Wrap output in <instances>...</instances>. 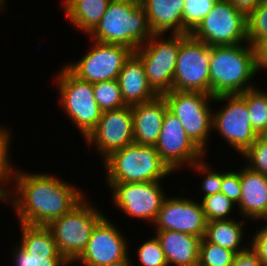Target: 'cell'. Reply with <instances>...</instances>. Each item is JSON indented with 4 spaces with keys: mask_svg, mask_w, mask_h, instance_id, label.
Here are the masks:
<instances>
[{
    "mask_svg": "<svg viewBox=\"0 0 267 266\" xmlns=\"http://www.w3.org/2000/svg\"><path fill=\"white\" fill-rule=\"evenodd\" d=\"M169 34H153L133 52L142 61L148 84L158 96L173 90L181 34Z\"/></svg>",
    "mask_w": 267,
    "mask_h": 266,
    "instance_id": "cell-7",
    "label": "cell"
},
{
    "mask_svg": "<svg viewBox=\"0 0 267 266\" xmlns=\"http://www.w3.org/2000/svg\"><path fill=\"white\" fill-rule=\"evenodd\" d=\"M200 203L207 222L230 220V214L237 206L221 192L202 198Z\"/></svg>",
    "mask_w": 267,
    "mask_h": 266,
    "instance_id": "cell-30",
    "label": "cell"
},
{
    "mask_svg": "<svg viewBox=\"0 0 267 266\" xmlns=\"http://www.w3.org/2000/svg\"><path fill=\"white\" fill-rule=\"evenodd\" d=\"M4 189L0 186V203L5 202Z\"/></svg>",
    "mask_w": 267,
    "mask_h": 266,
    "instance_id": "cell-43",
    "label": "cell"
},
{
    "mask_svg": "<svg viewBox=\"0 0 267 266\" xmlns=\"http://www.w3.org/2000/svg\"><path fill=\"white\" fill-rule=\"evenodd\" d=\"M209 166V163L203 158L189 167L190 169H193L194 172L204 175V179L202 180V183H200L201 185L198 186L201 188V191L204 192L202 198L220 193L222 187V172L219 170L218 172L212 170Z\"/></svg>",
    "mask_w": 267,
    "mask_h": 266,
    "instance_id": "cell-35",
    "label": "cell"
},
{
    "mask_svg": "<svg viewBox=\"0 0 267 266\" xmlns=\"http://www.w3.org/2000/svg\"><path fill=\"white\" fill-rule=\"evenodd\" d=\"M218 0H185L182 34H190L210 12Z\"/></svg>",
    "mask_w": 267,
    "mask_h": 266,
    "instance_id": "cell-29",
    "label": "cell"
},
{
    "mask_svg": "<svg viewBox=\"0 0 267 266\" xmlns=\"http://www.w3.org/2000/svg\"><path fill=\"white\" fill-rule=\"evenodd\" d=\"M240 95L246 100L252 129L260 136L267 129V90L255 87Z\"/></svg>",
    "mask_w": 267,
    "mask_h": 266,
    "instance_id": "cell-26",
    "label": "cell"
},
{
    "mask_svg": "<svg viewBox=\"0 0 267 266\" xmlns=\"http://www.w3.org/2000/svg\"><path fill=\"white\" fill-rule=\"evenodd\" d=\"M247 221H237L233 218L230 220H213L207 222L205 238L214 244L229 249L236 254L246 251L250 243L242 244L245 239V223ZM244 225V226H243Z\"/></svg>",
    "mask_w": 267,
    "mask_h": 266,
    "instance_id": "cell-24",
    "label": "cell"
},
{
    "mask_svg": "<svg viewBox=\"0 0 267 266\" xmlns=\"http://www.w3.org/2000/svg\"><path fill=\"white\" fill-rule=\"evenodd\" d=\"M92 42L81 59L64 66L77 78L92 84L118 79L124 62L133 51L123 45Z\"/></svg>",
    "mask_w": 267,
    "mask_h": 266,
    "instance_id": "cell-12",
    "label": "cell"
},
{
    "mask_svg": "<svg viewBox=\"0 0 267 266\" xmlns=\"http://www.w3.org/2000/svg\"><path fill=\"white\" fill-rule=\"evenodd\" d=\"M153 35L140 0H110L90 40L123 45L135 52Z\"/></svg>",
    "mask_w": 267,
    "mask_h": 266,
    "instance_id": "cell-3",
    "label": "cell"
},
{
    "mask_svg": "<svg viewBox=\"0 0 267 266\" xmlns=\"http://www.w3.org/2000/svg\"><path fill=\"white\" fill-rule=\"evenodd\" d=\"M253 47L257 71L267 70V37L261 38Z\"/></svg>",
    "mask_w": 267,
    "mask_h": 266,
    "instance_id": "cell-40",
    "label": "cell"
},
{
    "mask_svg": "<svg viewBox=\"0 0 267 266\" xmlns=\"http://www.w3.org/2000/svg\"><path fill=\"white\" fill-rule=\"evenodd\" d=\"M138 247L136 256L139 259V266H168L165 253L156 236L148 237Z\"/></svg>",
    "mask_w": 267,
    "mask_h": 266,
    "instance_id": "cell-33",
    "label": "cell"
},
{
    "mask_svg": "<svg viewBox=\"0 0 267 266\" xmlns=\"http://www.w3.org/2000/svg\"><path fill=\"white\" fill-rule=\"evenodd\" d=\"M190 34L210 47L247 43V17L227 0H218Z\"/></svg>",
    "mask_w": 267,
    "mask_h": 266,
    "instance_id": "cell-9",
    "label": "cell"
},
{
    "mask_svg": "<svg viewBox=\"0 0 267 266\" xmlns=\"http://www.w3.org/2000/svg\"><path fill=\"white\" fill-rule=\"evenodd\" d=\"M243 166L240 168L242 193L236 209L245 220L261 221L267 214V176Z\"/></svg>",
    "mask_w": 267,
    "mask_h": 266,
    "instance_id": "cell-18",
    "label": "cell"
},
{
    "mask_svg": "<svg viewBox=\"0 0 267 266\" xmlns=\"http://www.w3.org/2000/svg\"><path fill=\"white\" fill-rule=\"evenodd\" d=\"M5 7H6V0H0V12L6 11Z\"/></svg>",
    "mask_w": 267,
    "mask_h": 266,
    "instance_id": "cell-44",
    "label": "cell"
},
{
    "mask_svg": "<svg viewBox=\"0 0 267 266\" xmlns=\"http://www.w3.org/2000/svg\"><path fill=\"white\" fill-rule=\"evenodd\" d=\"M214 101L225 105L213 111L212 130L242 155L259 137L252 129L246 100L240 94H233L215 96Z\"/></svg>",
    "mask_w": 267,
    "mask_h": 266,
    "instance_id": "cell-11",
    "label": "cell"
},
{
    "mask_svg": "<svg viewBox=\"0 0 267 266\" xmlns=\"http://www.w3.org/2000/svg\"><path fill=\"white\" fill-rule=\"evenodd\" d=\"M88 201V202H87ZM85 197L69 213L53 220L52 231L59 253L72 265L85 250L97 223L105 216Z\"/></svg>",
    "mask_w": 267,
    "mask_h": 266,
    "instance_id": "cell-5",
    "label": "cell"
},
{
    "mask_svg": "<svg viewBox=\"0 0 267 266\" xmlns=\"http://www.w3.org/2000/svg\"><path fill=\"white\" fill-rule=\"evenodd\" d=\"M117 80L126 106L149 102L158 96L148 84L142 61L134 53L124 62Z\"/></svg>",
    "mask_w": 267,
    "mask_h": 266,
    "instance_id": "cell-20",
    "label": "cell"
},
{
    "mask_svg": "<svg viewBox=\"0 0 267 266\" xmlns=\"http://www.w3.org/2000/svg\"><path fill=\"white\" fill-rule=\"evenodd\" d=\"M133 115L134 143L139 145L155 146L158 141L163 116L168 109L163 96L131 106Z\"/></svg>",
    "mask_w": 267,
    "mask_h": 266,
    "instance_id": "cell-19",
    "label": "cell"
},
{
    "mask_svg": "<svg viewBox=\"0 0 267 266\" xmlns=\"http://www.w3.org/2000/svg\"><path fill=\"white\" fill-rule=\"evenodd\" d=\"M61 68L55 77L60 107L85 139L102 115L94 97L93 84L77 78L64 65Z\"/></svg>",
    "mask_w": 267,
    "mask_h": 266,
    "instance_id": "cell-6",
    "label": "cell"
},
{
    "mask_svg": "<svg viewBox=\"0 0 267 266\" xmlns=\"http://www.w3.org/2000/svg\"><path fill=\"white\" fill-rule=\"evenodd\" d=\"M106 184L161 182L174 173L161 159L155 146L132 143L112 152L102 163Z\"/></svg>",
    "mask_w": 267,
    "mask_h": 266,
    "instance_id": "cell-4",
    "label": "cell"
},
{
    "mask_svg": "<svg viewBox=\"0 0 267 266\" xmlns=\"http://www.w3.org/2000/svg\"><path fill=\"white\" fill-rule=\"evenodd\" d=\"M232 266H262L258 255L249 247L246 251L235 256Z\"/></svg>",
    "mask_w": 267,
    "mask_h": 266,
    "instance_id": "cell-39",
    "label": "cell"
},
{
    "mask_svg": "<svg viewBox=\"0 0 267 266\" xmlns=\"http://www.w3.org/2000/svg\"><path fill=\"white\" fill-rule=\"evenodd\" d=\"M236 253L209 242L205 237L201 239L198 266H232Z\"/></svg>",
    "mask_w": 267,
    "mask_h": 266,
    "instance_id": "cell-28",
    "label": "cell"
},
{
    "mask_svg": "<svg viewBox=\"0 0 267 266\" xmlns=\"http://www.w3.org/2000/svg\"><path fill=\"white\" fill-rule=\"evenodd\" d=\"M17 246H12L11 253L14 266H69V262L62 255H39L29 254L18 242Z\"/></svg>",
    "mask_w": 267,
    "mask_h": 266,
    "instance_id": "cell-31",
    "label": "cell"
},
{
    "mask_svg": "<svg viewBox=\"0 0 267 266\" xmlns=\"http://www.w3.org/2000/svg\"><path fill=\"white\" fill-rule=\"evenodd\" d=\"M168 266H198L201 239L188 234L168 231H155Z\"/></svg>",
    "mask_w": 267,
    "mask_h": 266,
    "instance_id": "cell-21",
    "label": "cell"
},
{
    "mask_svg": "<svg viewBox=\"0 0 267 266\" xmlns=\"http://www.w3.org/2000/svg\"><path fill=\"white\" fill-rule=\"evenodd\" d=\"M130 258L131 257L128 255L125 259L120 260L118 262H114V263L106 265V266H134V264H133L134 260L132 261Z\"/></svg>",
    "mask_w": 267,
    "mask_h": 266,
    "instance_id": "cell-42",
    "label": "cell"
},
{
    "mask_svg": "<svg viewBox=\"0 0 267 266\" xmlns=\"http://www.w3.org/2000/svg\"><path fill=\"white\" fill-rule=\"evenodd\" d=\"M267 37V0L262 3L247 17V38L254 46L261 38Z\"/></svg>",
    "mask_w": 267,
    "mask_h": 266,
    "instance_id": "cell-34",
    "label": "cell"
},
{
    "mask_svg": "<svg viewBox=\"0 0 267 266\" xmlns=\"http://www.w3.org/2000/svg\"><path fill=\"white\" fill-rule=\"evenodd\" d=\"M166 100L168 110L174 114L183 125L189 138L205 153L212 131V113L210 101L214 97L202 92L171 90L162 95Z\"/></svg>",
    "mask_w": 267,
    "mask_h": 266,
    "instance_id": "cell-8",
    "label": "cell"
},
{
    "mask_svg": "<svg viewBox=\"0 0 267 266\" xmlns=\"http://www.w3.org/2000/svg\"><path fill=\"white\" fill-rule=\"evenodd\" d=\"M222 187L220 192L238 205L241 197L240 170H222Z\"/></svg>",
    "mask_w": 267,
    "mask_h": 266,
    "instance_id": "cell-37",
    "label": "cell"
},
{
    "mask_svg": "<svg viewBox=\"0 0 267 266\" xmlns=\"http://www.w3.org/2000/svg\"><path fill=\"white\" fill-rule=\"evenodd\" d=\"M88 148L93 145L103 161L112 152L134 143L131 106L102 112L96 127L84 139Z\"/></svg>",
    "mask_w": 267,
    "mask_h": 266,
    "instance_id": "cell-16",
    "label": "cell"
},
{
    "mask_svg": "<svg viewBox=\"0 0 267 266\" xmlns=\"http://www.w3.org/2000/svg\"><path fill=\"white\" fill-rule=\"evenodd\" d=\"M108 218L104 216L93 229L85 250L75 260L79 265L106 266L130 255V240Z\"/></svg>",
    "mask_w": 267,
    "mask_h": 266,
    "instance_id": "cell-15",
    "label": "cell"
},
{
    "mask_svg": "<svg viewBox=\"0 0 267 266\" xmlns=\"http://www.w3.org/2000/svg\"><path fill=\"white\" fill-rule=\"evenodd\" d=\"M10 185L15 188L5 189V202L13 207L18 223L26 225L48 226L86 196L75 184L45 172L32 174L17 169Z\"/></svg>",
    "mask_w": 267,
    "mask_h": 266,
    "instance_id": "cell-1",
    "label": "cell"
},
{
    "mask_svg": "<svg viewBox=\"0 0 267 266\" xmlns=\"http://www.w3.org/2000/svg\"><path fill=\"white\" fill-rule=\"evenodd\" d=\"M211 47L191 34H181V43L173 78V90L210 95Z\"/></svg>",
    "mask_w": 267,
    "mask_h": 266,
    "instance_id": "cell-10",
    "label": "cell"
},
{
    "mask_svg": "<svg viewBox=\"0 0 267 266\" xmlns=\"http://www.w3.org/2000/svg\"><path fill=\"white\" fill-rule=\"evenodd\" d=\"M155 148L174 173L206 158L205 153L186 134L180 120L168 109L163 116L162 129Z\"/></svg>",
    "mask_w": 267,
    "mask_h": 266,
    "instance_id": "cell-14",
    "label": "cell"
},
{
    "mask_svg": "<svg viewBox=\"0 0 267 266\" xmlns=\"http://www.w3.org/2000/svg\"><path fill=\"white\" fill-rule=\"evenodd\" d=\"M210 95L241 94L255 88L251 80L258 74L254 47L247 42L211 46Z\"/></svg>",
    "mask_w": 267,
    "mask_h": 266,
    "instance_id": "cell-2",
    "label": "cell"
},
{
    "mask_svg": "<svg viewBox=\"0 0 267 266\" xmlns=\"http://www.w3.org/2000/svg\"><path fill=\"white\" fill-rule=\"evenodd\" d=\"M197 201L188 197L167 196L153 223L155 231L173 230L204 238L207 220L201 203Z\"/></svg>",
    "mask_w": 267,
    "mask_h": 266,
    "instance_id": "cell-17",
    "label": "cell"
},
{
    "mask_svg": "<svg viewBox=\"0 0 267 266\" xmlns=\"http://www.w3.org/2000/svg\"><path fill=\"white\" fill-rule=\"evenodd\" d=\"M10 131L9 128L0 125V186L4 190L10 186L12 177L17 170L16 166L11 165L12 161L9 158L11 155L9 148L12 143Z\"/></svg>",
    "mask_w": 267,
    "mask_h": 266,
    "instance_id": "cell-32",
    "label": "cell"
},
{
    "mask_svg": "<svg viewBox=\"0 0 267 266\" xmlns=\"http://www.w3.org/2000/svg\"><path fill=\"white\" fill-rule=\"evenodd\" d=\"M259 137H260L265 143H267V131H264Z\"/></svg>",
    "mask_w": 267,
    "mask_h": 266,
    "instance_id": "cell-45",
    "label": "cell"
},
{
    "mask_svg": "<svg viewBox=\"0 0 267 266\" xmlns=\"http://www.w3.org/2000/svg\"><path fill=\"white\" fill-rule=\"evenodd\" d=\"M71 26L89 35L100 23L110 0H61Z\"/></svg>",
    "mask_w": 267,
    "mask_h": 266,
    "instance_id": "cell-23",
    "label": "cell"
},
{
    "mask_svg": "<svg viewBox=\"0 0 267 266\" xmlns=\"http://www.w3.org/2000/svg\"><path fill=\"white\" fill-rule=\"evenodd\" d=\"M21 240L19 245L29 254L61 255L54 241L52 231L47 226L19 223Z\"/></svg>",
    "mask_w": 267,
    "mask_h": 266,
    "instance_id": "cell-25",
    "label": "cell"
},
{
    "mask_svg": "<svg viewBox=\"0 0 267 266\" xmlns=\"http://www.w3.org/2000/svg\"><path fill=\"white\" fill-rule=\"evenodd\" d=\"M153 34H182L185 0H140Z\"/></svg>",
    "mask_w": 267,
    "mask_h": 266,
    "instance_id": "cell-22",
    "label": "cell"
},
{
    "mask_svg": "<svg viewBox=\"0 0 267 266\" xmlns=\"http://www.w3.org/2000/svg\"><path fill=\"white\" fill-rule=\"evenodd\" d=\"M109 189L116 209L151 225L168 196L160 182L114 183Z\"/></svg>",
    "mask_w": 267,
    "mask_h": 266,
    "instance_id": "cell-13",
    "label": "cell"
},
{
    "mask_svg": "<svg viewBox=\"0 0 267 266\" xmlns=\"http://www.w3.org/2000/svg\"><path fill=\"white\" fill-rule=\"evenodd\" d=\"M254 231L250 243V248L258 255L261 260L262 266H267V225L263 224Z\"/></svg>",
    "mask_w": 267,
    "mask_h": 266,
    "instance_id": "cell-38",
    "label": "cell"
},
{
    "mask_svg": "<svg viewBox=\"0 0 267 266\" xmlns=\"http://www.w3.org/2000/svg\"><path fill=\"white\" fill-rule=\"evenodd\" d=\"M94 97L102 112L125 107L117 79L93 84Z\"/></svg>",
    "mask_w": 267,
    "mask_h": 266,
    "instance_id": "cell-27",
    "label": "cell"
},
{
    "mask_svg": "<svg viewBox=\"0 0 267 266\" xmlns=\"http://www.w3.org/2000/svg\"><path fill=\"white\" fill-rule=\"evenodd\" d=\"M245 166L267 176V143L260 137L242 154Z\"/></svg>",
    "mask_w": 267,
    "mask_h": 266,
    "instance_id": "cell-36",
    "label": "cell"
},
{
    "mask_svg": "<svg viewBox=\"0 0 267 266\" xmlns=\"http://www.w3.org/2000/svg\"><path fill=\"white\" fill-rule=\"evenodd\" d=\"M230 2L239 12L248 17L263 0H227Z\"/></svg>",
    "mask_w": 267,
    "mask_h": 266,
    "instance_id": "cell-41",
    "label": "cell"
},
{
    "mask_svg": "<svg viewBox=\"0 0 267 266\" xmlns=\"http://www.w3.org/2000/svg\"><path fill=\"white\" fill-rule=\"evenodd\" d=\"M265 220V221H264ZM261 221H264L267 223V214L263 217V219ZM267 225V224H266Z\"/></svg>",
    "mask_w": 267,
    "mask_h": 266,
    "instance_id": "cell-46",
    "label": "cell"
}]
</instances>
